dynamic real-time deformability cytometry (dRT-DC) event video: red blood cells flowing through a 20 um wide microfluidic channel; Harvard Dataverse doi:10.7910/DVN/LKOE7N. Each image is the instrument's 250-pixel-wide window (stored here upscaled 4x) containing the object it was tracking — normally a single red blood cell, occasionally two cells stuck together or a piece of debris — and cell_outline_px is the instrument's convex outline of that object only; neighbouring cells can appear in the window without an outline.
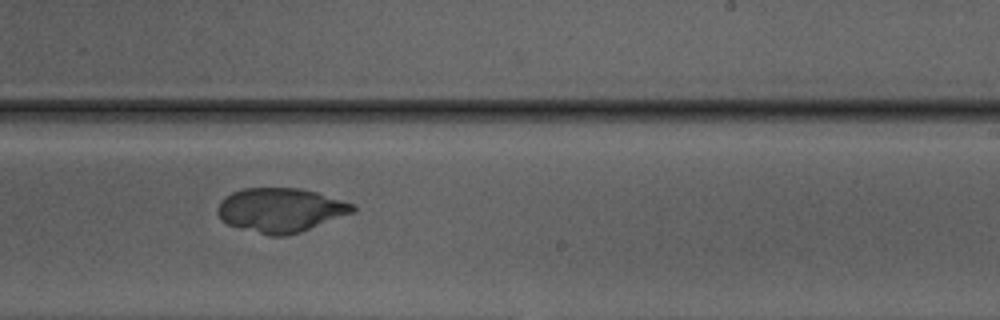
{"species": "Egyptian fruit bat (a non-hibernating species)", "species_latin": "Rousettus aegyptiacus", "temperature_condition": "warm", "stored_images_in_passage": 40, "camera_frame_rate_fps": 3000, "um_per_image_px": 0.085, "animal": {"sex": "male"}, "frame": {"image": 1, "passage_image": 22, "time_ms": 7.0, "image_size_px": [1000, 320], "cell_outline_px": [[356, 208], [352, 212], [300, 232], [288, 236], [268, 236], [240, 228], [228, 224], [220, 220], [216, 212], [216, 208], [220, 200], [224, 196], [232, 192], [244, 188], [300, 188], [316, 192], [356, 204]], "centroid_in_image_um": [23.79, 17.85], "position_along_channel_um": 265.2, "area_um2": 34.91}}
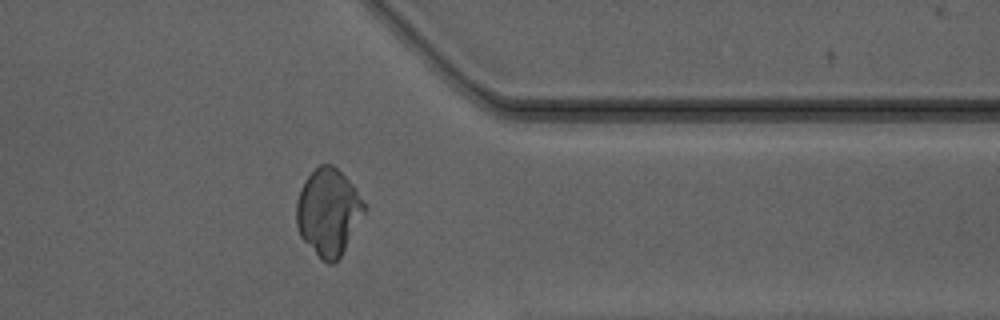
{"frame": {"image": 2, "passage_image": 31, "time_ms": 10.0, "image_size_px": [1000, 320], "cell_outline_px": [[368, 208], [340, 256], [332, 264], [328, 264], [320, 260], [300, 236], [296, 224], [296, 204], [300, 188], [304, 180], [320, 164], [332, 164], [356, 188], [368, 204]], "centroid_in_image_um": [27.92, 18.03], "position_along_channel_um": 383.5, "area_um2": 34.62}}
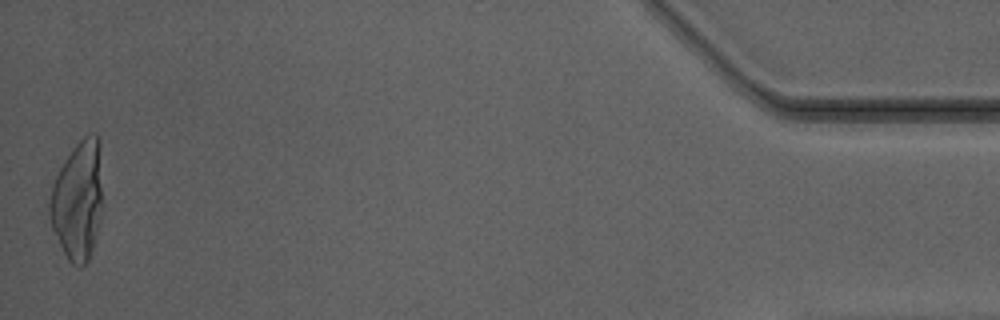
{"frame": {"image": 3, "passage_image": 40, "time_ms": 13.0, "image_size_px": [1000, 320], "cell_outline_px": [[100, 216], [92, 248], [88, 260], [80, 268], [76, 268], [68, 260], [52, 228], [48, 216], [48, 200], [52, 184], [64, 160], [76, 144], [88, 132], [96, 132], [100, 188]], "centroid_in_image_um": [6.54, 17.09], "position_along_channel_um": 428.7, "area_um2": 35.78}}